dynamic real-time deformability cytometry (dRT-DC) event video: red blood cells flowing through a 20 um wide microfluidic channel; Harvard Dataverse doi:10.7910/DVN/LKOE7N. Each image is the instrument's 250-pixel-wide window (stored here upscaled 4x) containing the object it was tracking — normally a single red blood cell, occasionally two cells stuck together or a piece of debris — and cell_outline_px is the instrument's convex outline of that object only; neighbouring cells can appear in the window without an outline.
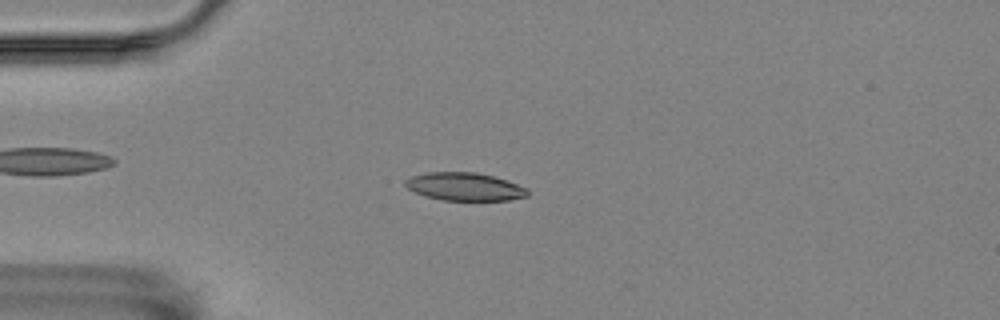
{"species": "Egyptian fruit bat (a non-hibernating species)", "species_latin": "Rousettus aegyptiacus", "temperature_condition": "room temperature", "stored_images_in_passage": 56, "camera_frame_rate_fps": 3000, "um_per_image_px": 0.085, "animal": {"sex": "female"}, "frame": {"image": 1, "passage_image": 14, "time_ms": 4.333, "image_size_px": [1000, 320], "cell_outline_px": [[528, 196], [508, 200], [444, 200], [424, 196], [408, 188], [404, 184], [404, 180], [412, 176], [428, 172], [476, 172], [492, 176], [528, 188]], "centroid_in_image_um": [39.48, 15.86], "position_along_channel_um": 45.5, "area_um2": 19.77}}
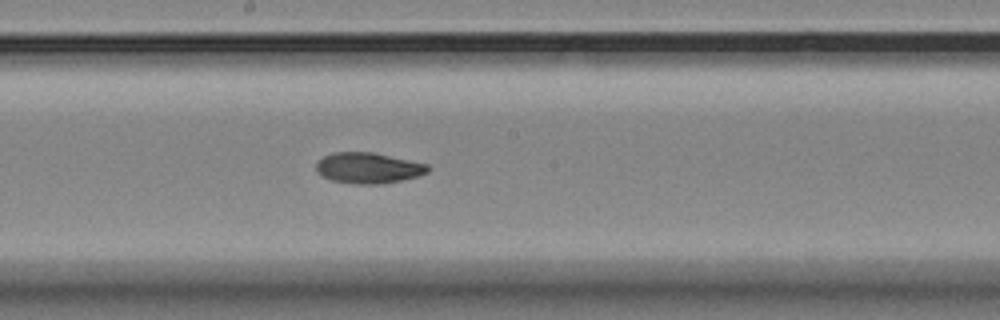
{"frame": {"image": 2, "passage_image": 30, "time_ms": 9.667, "image_size_px": [1000, 320], "cell_outline_px": [[432, 168], [428, 172], [420, 176], [380, 184], [352, 184], [332, 180], [320, 176], [316, 172], [316, 160], [332, 152], [372, 152], [428, 164]], "centroid_in_image_um": [31.28, 14.28], "position_along_channel_um": 216.9, "area_um2": 20.29}}
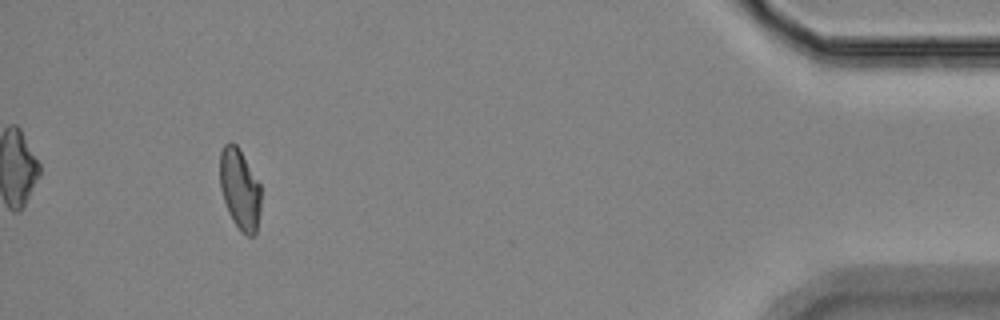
{"frame": {"image": 3, "passage_image": 52, "time_ms": 17.0, "image_size_px": [1000, 320], "cell_outline_px": [[260, 212], [256, 236], [248, 236], [240, 232], [232, 220], [228, 212], [220, 188], [220, 152], [224, 144], [228, 140], [232, 140], [236, 144], [260, 184]], "centroid_in_image_um": [20.38, 16.1], "position_along_channel_um": 414.8, "area_um2": 19.54}, "authors_computed_cell_mechanics": {"area_um2": 20.1144, "velocity_mm_per_s": 3.5389, "shape_relaxation_time_tau1_ms": 8.0651, "shape_relaxation_time_tau2_ms": 4.2462, "deformation_change_tau1": 0.1891, "deformation_change_tau2": 0.0888}}